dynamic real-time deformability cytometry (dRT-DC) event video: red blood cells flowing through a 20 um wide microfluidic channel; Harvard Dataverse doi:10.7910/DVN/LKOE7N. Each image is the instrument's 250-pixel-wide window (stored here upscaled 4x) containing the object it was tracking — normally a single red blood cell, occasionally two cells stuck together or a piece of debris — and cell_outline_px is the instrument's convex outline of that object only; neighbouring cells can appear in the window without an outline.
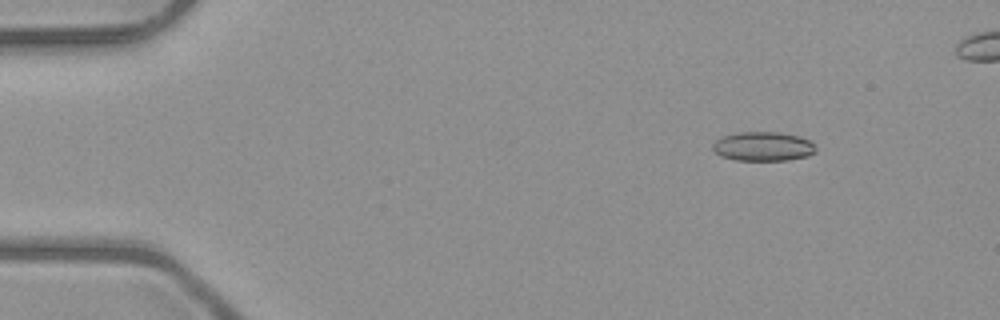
{"species": "common noctule bat (a hibernating species)", "species_latin": "Nyctalus noctula", "temperature_condition": "room temperature", "stored_images_in_passage": 44, "camera_frame_rate_fps": 3000, "um_per_image_px": 0.085, "animal": {"sex": "male", "body_mass_g": 23.1, "forearm_length_mm": 52.7}, "frame": {"image": 1, "passage_image": 1, "time_ms": 0.0, "image_size_px": [1000, 320], "cell_outline_px": [[816, 152], [808, 156], [788, 160], [736, 160], [720, 156], [712, 148], [712, 144], [716, 140], [724, 136], [740, 132], [776, 132], [796, 136], [808, 140], [816, 148]], "centroid_in_image_um": [64.85, 12.45], "position_along_channel_um": 20.2, "area_um2": 17.34}}
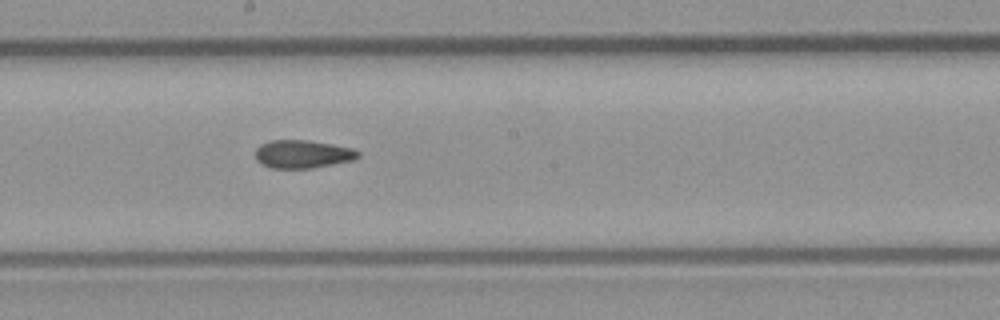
{"frame": {"image": 2, "passage_image": 23, "time_ms": 7.333, "image_size_px": [1000, 320], "cell_outline_px": [[360, 156], [352, 160], [312, 168], [272, 168], [256, 160], [256, 148], [260, 144], [272, 140], [308, 140], [332, 144], [352, 148], [360, 152]], "centroid_in_image_um": [25.73, 13.09], "position_along_channel_um": 222.5, "area_um2": 16.7}}
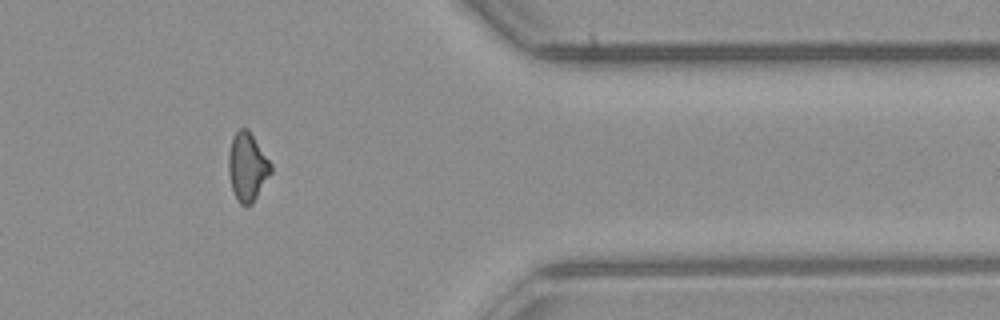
{"frame": {"image": 3, "passage_image": 37, "time_ms": 12.0, "image_size_px": [1000, 320], "cell_outline_px": [[272, 172], [252, 204], [240, 204], [232, 188], [228, 172], [228, 152], [232, 136], [240, 128], [248, 128], [272, 164]], "centroid_in_image_um": [21.02, 14.14], "position_along_channel_um": 390.4, "area_um2": 16.88}, "authors_computed_cell_mechanics": {"area_um2": 16.8776, "velocity_mm_per_s": 4.0367, "shape_relaxation_time_tau1_ms": null, "shape_relaxation_time_tau2_ms": 3.9798, "deformation_change_tau1": null, "deformation_change_tau2": 0.1208}}